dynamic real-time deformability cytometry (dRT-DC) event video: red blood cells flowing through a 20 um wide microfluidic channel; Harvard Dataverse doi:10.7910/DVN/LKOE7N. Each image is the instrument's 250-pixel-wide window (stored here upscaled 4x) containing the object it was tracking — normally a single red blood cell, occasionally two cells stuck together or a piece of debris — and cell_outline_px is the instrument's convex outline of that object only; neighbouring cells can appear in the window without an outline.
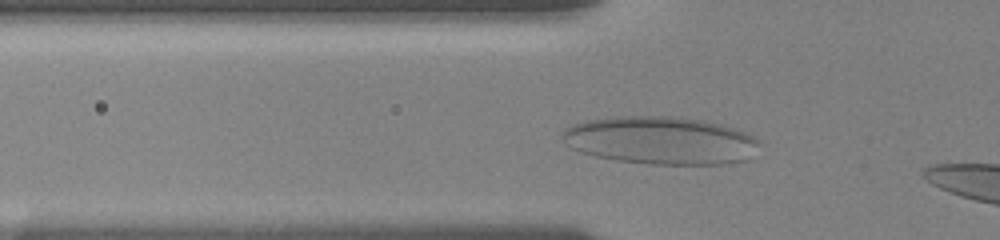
{"species": "human", "species_latin": "Homo sapiens", "temperature_condition": "room temperature", "stored_images_in_passage": 9, "camera_frame_rate_fps": 3000, "um_per_image_px": 0.085, "donor": {"sex": "female"}, "frame": {"image": 1, "passage_image": 6, "time_ms": 1.333, "image_size_px": [1000, 240], "cell_outline_px": [[760, 144], [744, 160], [724, 164], [648, 164], [616, 160], [596, 156], [572, 148], [560, 136], [564, 128], [572, 124], [584, 120], [616, 116], [680, 116], [704, 120], [736, 128], [756, 136], [760, 140]], "centroid_in_image_um": [56.15, 11.91], "position_along_channel_um": 69.7, "area_um2": 55.2}}